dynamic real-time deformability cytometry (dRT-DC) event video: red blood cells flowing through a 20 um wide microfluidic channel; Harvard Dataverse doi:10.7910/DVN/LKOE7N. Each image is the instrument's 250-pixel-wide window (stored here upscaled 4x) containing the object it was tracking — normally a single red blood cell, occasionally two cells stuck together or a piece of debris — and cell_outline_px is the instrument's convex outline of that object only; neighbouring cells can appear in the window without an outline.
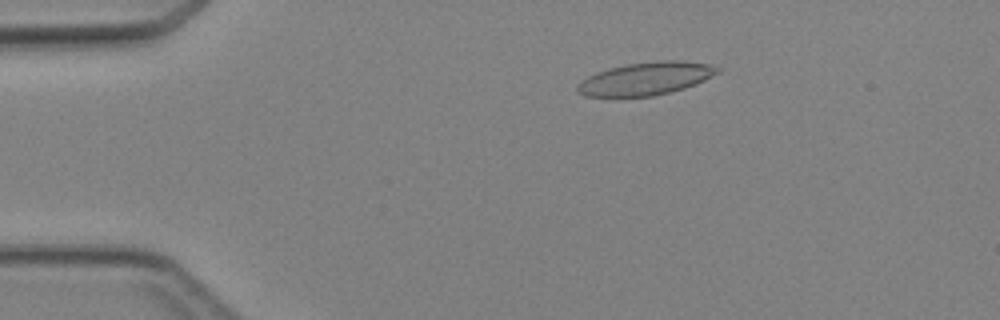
{"species": "Egyptian fruit bat (a non-hibernating species)", "species_latin": "Rousettus aegyptiacus", "temperature_condition": "cold", "stored_images_in_passage": 5, "camera_frame_rate_fps": 3000, "um_per_image_px": 0.085, "animal": {"sex": "female"}, "frame": {"image": 1, "passage_image": 3, "time_ms": 2.333, "image_size_px": [1000, 320], "cell_outline_px": [[720, 72], [696, 84], [684, 88], [652, 96], [584, 96], [576, 92], [576, 84], [580, 80], [596, 72], [608, 68], [628, 64], [664, 60], [680, 60], [712, 64], [720, 68]], "centroid_in_image_um": [54.88, 6.67], "position_along_channel_um": 30.1, "area_um2": 26.88}}
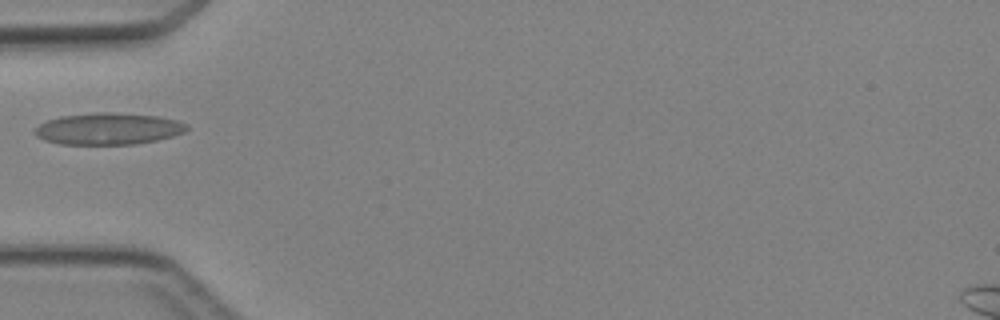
{"frame": {"image": 2, "passage_image": 5, "time_ms": 4.667, "image_size_px": [1000, 320], "cell_outline_px": [[188, 128], [184, 132], [172, 136], [156, 140], [136, 144], [60, 144], [44, 140], [36, 136], [32, 132], [32, 128], [48, 120], [60, 116], [96, 112], [104, 112], [156, 116], [176, 120], [188, 124]], "centroid_in_image_um": [9.15, 10.95], "position_along_channel_um": 75.8, "area_um2": 28.03}}